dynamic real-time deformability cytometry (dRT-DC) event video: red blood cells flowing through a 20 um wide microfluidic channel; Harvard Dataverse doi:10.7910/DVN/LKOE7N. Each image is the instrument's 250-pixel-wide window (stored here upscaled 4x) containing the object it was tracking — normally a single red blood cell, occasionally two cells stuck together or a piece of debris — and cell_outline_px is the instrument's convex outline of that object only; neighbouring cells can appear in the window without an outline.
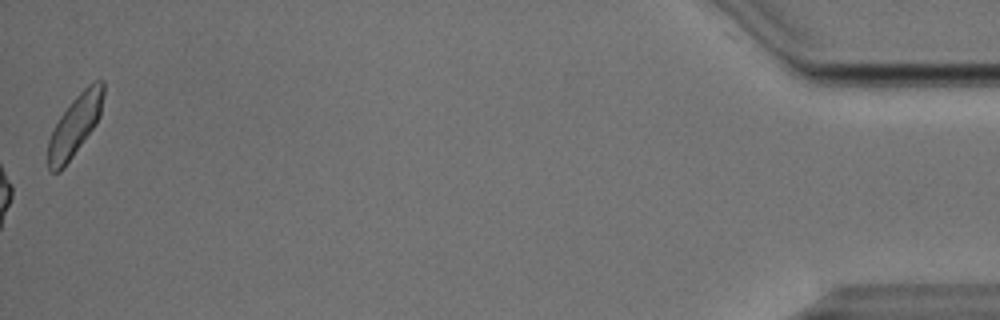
{"species": "Egyptian fruit bat (a non-hibernating species)", "species_latin": "Rousettus aegyptiacus", "temperature_condition": "cold", "stored_images_in_passage": 55, "camera_frame_rate_fps": 3000, "um_per_image_px": 0.085, "animal": {"sex": "male"}, "frame": {"image": 1, "passage_image": 55, "time_ms": 18.0, "image_size_px": [1000, 320], "cell_outline_px": [[104, 92], [100, 116], [96, 124], [64, 168], [60, 172], [52, 172], [48, 168], [48, 140], [60, 116], [72, 100], [88, 84], [96, 80], [104, 80]], "centroid_in_image_um": [6.38, 10.66], "position_along_channel_um": 428.8, "area_um2": 19.54}, "authors_computed_cell_mechanics": {"area_um2": 17.8602, "velocity_mm_per_s": 3.817, "shape_relaxation_time_tau1_ms": 9.5531, "shape_relaxation_time_tau2_ms": 2.8994, "deformation_change_tau1": 0.2306, "deformation_change_tau2": 0.1072}}